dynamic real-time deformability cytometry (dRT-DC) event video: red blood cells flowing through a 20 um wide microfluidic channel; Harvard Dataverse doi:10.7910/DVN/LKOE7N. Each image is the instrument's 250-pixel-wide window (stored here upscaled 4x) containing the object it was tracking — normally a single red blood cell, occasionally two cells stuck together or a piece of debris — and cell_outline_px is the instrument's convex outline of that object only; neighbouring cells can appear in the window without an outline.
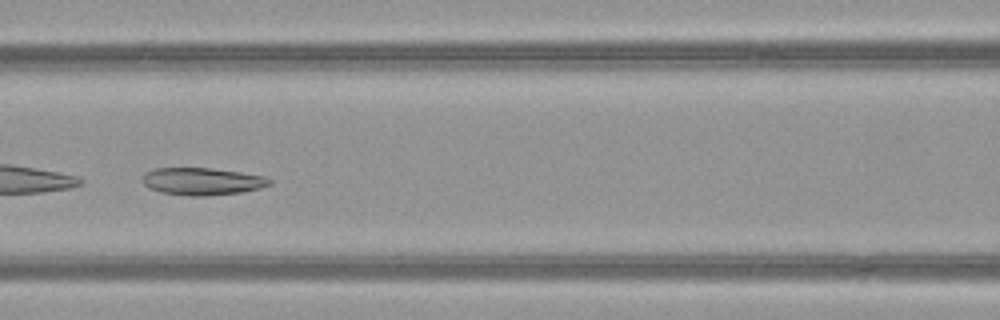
{"species": "common noctule bat (a hibernating species)", "species_latin": "Nyctalus noctula", "temperature_condition": "warm", "stored_images_in_passage": 49, "camera_frame_rate_fps": 3000, "um_per_image_px": 0.085, "animal": {"sex": "female", "body_mass_g": 21.9}, "frame": {"image": 1, "passage_image": 22, "time_ms": 7.0, "image_size_px": [1000, 320], "cell_outline_px": [[272, 184], [260, 188], [240, 192], [208, 196], [188, 196], [160, 192], [148, 188], [140, 180], [140, 176], [144, 172], [156, 168], [212, 168], [240, 172], [264, 176], [272, 180]], "centroid_in_image_um": [17.13, 15.41], "position_along_channel_um": 149.5, "area_um2": 20.52}}
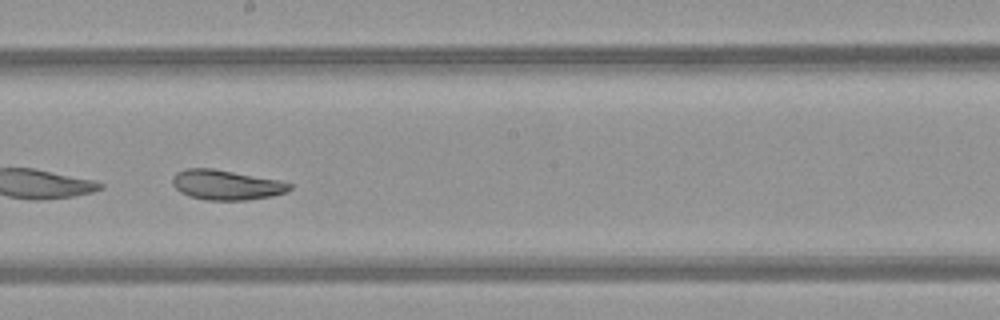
{"frame": {"image": 2, "passage_image": 28, "time_ms": 9.0, "image_size_px": [1000, 320], "cell_outline_px": [[292, 188], [288, 192], [272, 196], [248, 200], [204, 200], [188, 196], [180, 192], [172, 184], [172, 176], [176, 172], [188, 168], [212, 168], [280, 180], [292, 184]], "centroid_in_image_um": [19.23, 15.72], "position_along_channel_um": 229.0, "area_um2": 20.63}, "authors_computed_cell_mechanics": {"area_um2": 21.386, "velocity_mm_per_s": 4.0125, "shape_relaxation_time_tau1_ms": null, "shape_relaxation_time_tau2_ms": 1.7624, "deformation_change_tau1": null, "deformation_change_tau2": 0.079}}